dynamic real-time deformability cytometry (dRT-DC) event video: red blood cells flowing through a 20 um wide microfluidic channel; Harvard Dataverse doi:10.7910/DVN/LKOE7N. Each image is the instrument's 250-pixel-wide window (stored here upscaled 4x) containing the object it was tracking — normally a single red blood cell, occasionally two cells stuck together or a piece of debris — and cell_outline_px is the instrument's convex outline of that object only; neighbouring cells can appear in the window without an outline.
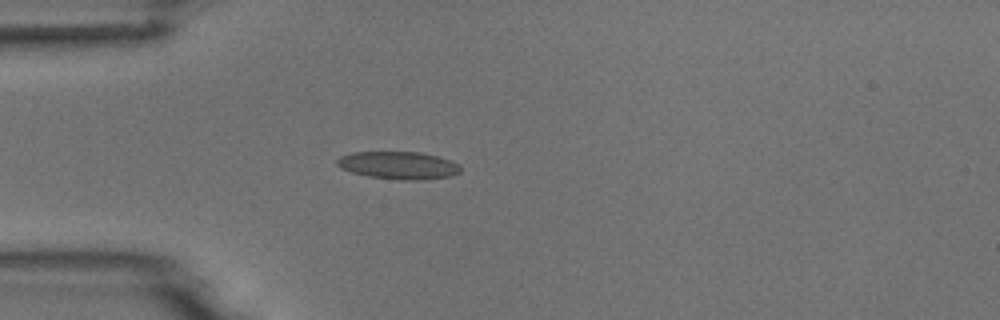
{"species": "common noctule bat (a hibernating species)", "species_latin": "Nyctalus noctula", "temperature_condition": "room temperature", "stored_images_in_passage": 5, "camera_frame_rate_fps": 3000, "um_per_image_px": 0.085, "animal": {"sex": "male", "body_mass_g": 18.8}, "frame": {"image": 1, "passage_image": 5, "time_ms": 4.667, "image_size_px": [1000, 320], "cell_outline_px": [[460, 172], [452, 176], [420, 180], [400, 180], [368, 176], [352, 172], [340, 168], [336, 164], [336, 160], [340, 156], [352, 152], [420, 152], [440, 156], [452, 160], [460, 164]], "centroid_in_image_um": [33.9, 14.05], "position_along_channel_um": 51.1, "area_um2": 20.11}}